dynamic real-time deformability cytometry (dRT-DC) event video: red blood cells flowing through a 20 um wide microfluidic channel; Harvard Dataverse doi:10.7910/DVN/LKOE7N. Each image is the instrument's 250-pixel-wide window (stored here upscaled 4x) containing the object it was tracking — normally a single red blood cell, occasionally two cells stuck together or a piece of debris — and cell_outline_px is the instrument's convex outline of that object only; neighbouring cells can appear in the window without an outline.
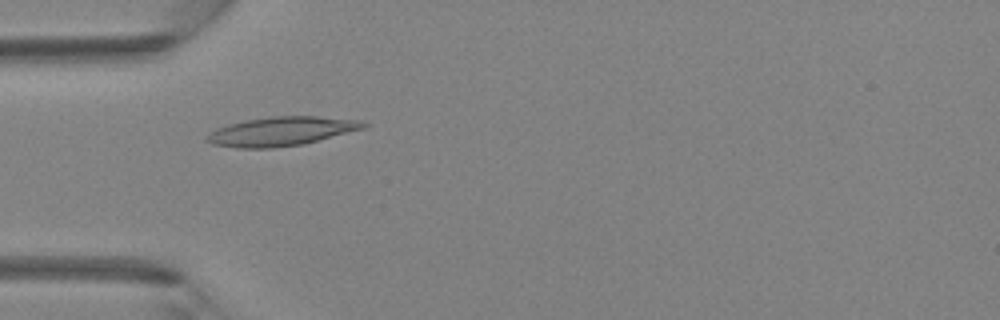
{"species": "Egyptian fruit bat (a non-hibernating species)", "species_latin": "Rousettus aegyptiacus", "temperature_condition": "room temperature", "stored_images_in_passage": 31, "camera_frame_rate_fps": 3000, "um_per_image_px": 0.085, "animal": {"sex": "female"}, "frame": {"image": 1, "passage_image": 1, "time_ms": 0.0, "image_size_px": [1000, 320], "cell_outline_px": [[372, 124], [364, 128], [304, 144], [272, 148], [236, 148], [212, 144], [204, 140], [204, 136], [208, 132], [216, 128], [248, 120], [272, 116], [316, 116], [356, 120]], "centroid_in_image_um": [23.88, 11.17], "position_along_channel_um": 61.1, "area_um2": 26.41}}
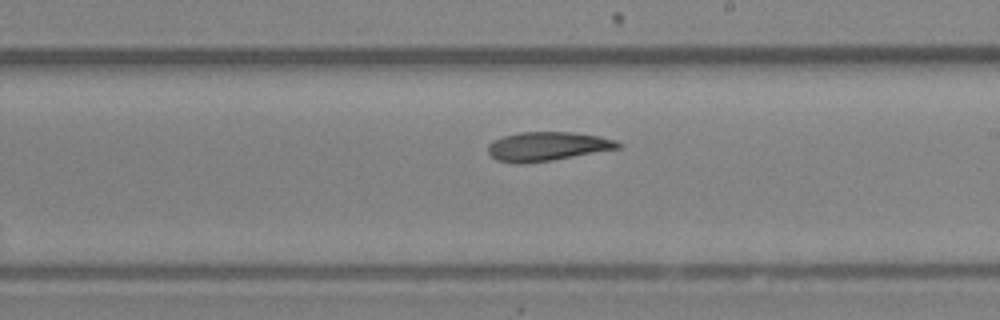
{"frame": {"image": 2, "passage_image": 13, "time_ms": 4.0, "image_size_px": [1000, 320], "cell_outline_px": [[624, 144], [620, 148], [552, 160], [496, 160], [488, 152], [488, 144], [492, 140], [504, 136], [520, 132], [572, 132], [600, 136], [616, 140]], "centroid_in_image_um": [46.62, 12.39], "position_along_channel_um": 242.4, "area_um2": 21.21}}
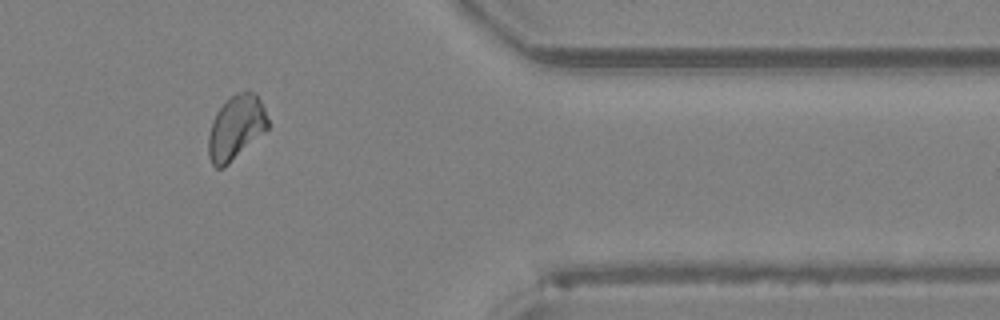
{"frame": {"image": 3, "passage_image": 24, "time_ms": 7.667, "image_size_px": [1000, 320], "cell_outline_px": [[268, 128], [224, 168], [216, 168], [212, 164], [208, 156], [208, 136], [212, 120], [216, 112], [236, 92], [256, 92], [264, 108], [268, 120]], "centroid_in_image_um": [20.04, 10.85], "position_along_channel_um": 391.4, "area_um2": 22.02}}